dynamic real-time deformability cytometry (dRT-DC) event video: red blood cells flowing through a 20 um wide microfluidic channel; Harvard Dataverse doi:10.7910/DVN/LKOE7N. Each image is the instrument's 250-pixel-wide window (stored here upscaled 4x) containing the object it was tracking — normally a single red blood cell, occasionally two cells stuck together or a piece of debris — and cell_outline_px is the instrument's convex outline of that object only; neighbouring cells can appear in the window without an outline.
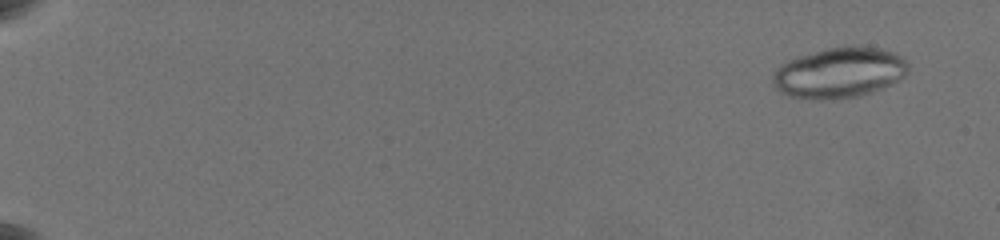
{"species": "common noctule bat (a hibernating species)", "species_latin": "Nyctalus noctula", "temperature_condition": "warm", "stored_images_in_passage": 54, "camera_frame_rate_fps": 3000, "um_per_image_px": 0.085, "animal": {"sex": "female", "body_mass_g": 19.5, "forearm_length_mm": 54.1}, "frame": {"image": 1, "passage_image": 1, "time_ms": 0.0, "image_size_px": [1000, 240], "cell_outline_px": [[908, 72], [900, 80], [868, 92], [856, 96], [792, 96], [776, 88], [772, 84], [772, 76], [788, 60], [800, 56], [828, 48], [852, 44], [856, 44], [884, 48], [900, 56], [908, 64]], "centroid_in_image_um": [71.42, 6.09], "position_along_channel_um": 13.6, "area_um2": 38.49}}
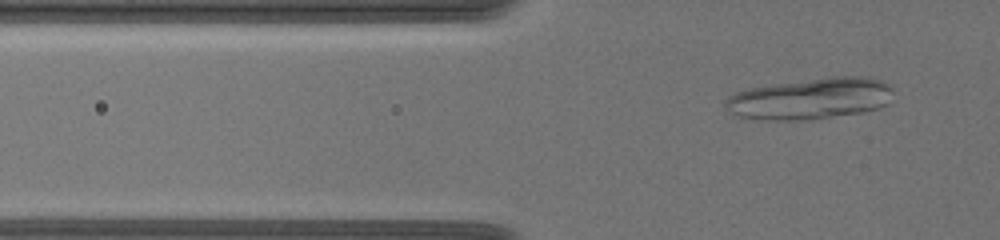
{"frame": {"image": 2, "passage_image": 33, "time_ms": 6.0, "image_size_px": [1000, 240], "cell_outline_px": [[892, 100], [888, 104], [876, 108], [860, 112], [808, 120], [760, 120], [736, 116], [724, 108], [724, 100], [728, 96], [736, 92], [752, 88], [776, 84], [832, 76], [868, 76], [880, 80], [888, 88]], "centroid_in_image_um": [68.82, 8.39], "position_along_channel_um": 57.0, "area_um2": 40.17}}